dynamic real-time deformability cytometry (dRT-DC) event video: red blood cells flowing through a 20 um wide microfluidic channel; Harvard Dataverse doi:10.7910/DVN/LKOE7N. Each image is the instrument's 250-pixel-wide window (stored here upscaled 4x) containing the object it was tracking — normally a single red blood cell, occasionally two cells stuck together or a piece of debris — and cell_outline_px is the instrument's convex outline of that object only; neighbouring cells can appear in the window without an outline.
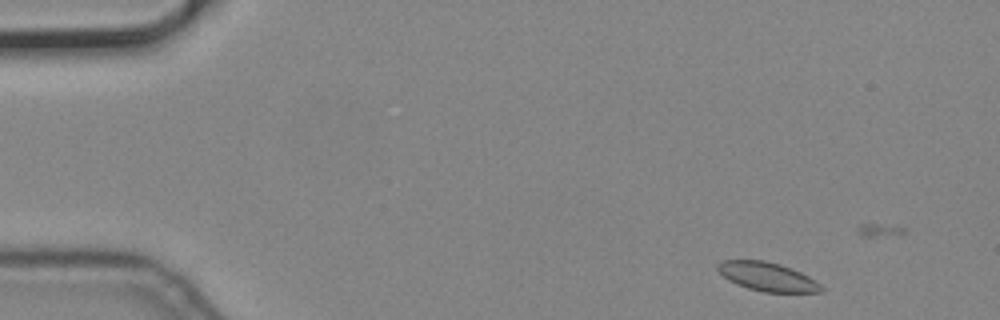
{"species": "common noctule bat (a hibernating species)", "species_latin": "Nyctalus noctula", "temperature_condition": "cold", "stored_images_in_passage": 4, "camera_frame_rate_fps": 3000, "um_per_image_px": 0.085, "animal": {"sex": "male", "body_mass_g": 19.2, "forearm_length_mm": 51.8}, "frame": {"image": 1, "passage_image": 1, "time_ms": 0.0, "image_size_px": [1000, 320], "cell_outline_px": [[824, 288], [820, 292], [764, 292], [748, 288], [736, 284], [728, 280], [716, 268], [716, 264], [724, 260], [764, 260], [780, 264], [792, 268], [808, 276], [820, 284]], "centroid_in_image_um": [65.21, 23.51], "position_along_channel_um": 19.8, "area_um2": 17.28}}